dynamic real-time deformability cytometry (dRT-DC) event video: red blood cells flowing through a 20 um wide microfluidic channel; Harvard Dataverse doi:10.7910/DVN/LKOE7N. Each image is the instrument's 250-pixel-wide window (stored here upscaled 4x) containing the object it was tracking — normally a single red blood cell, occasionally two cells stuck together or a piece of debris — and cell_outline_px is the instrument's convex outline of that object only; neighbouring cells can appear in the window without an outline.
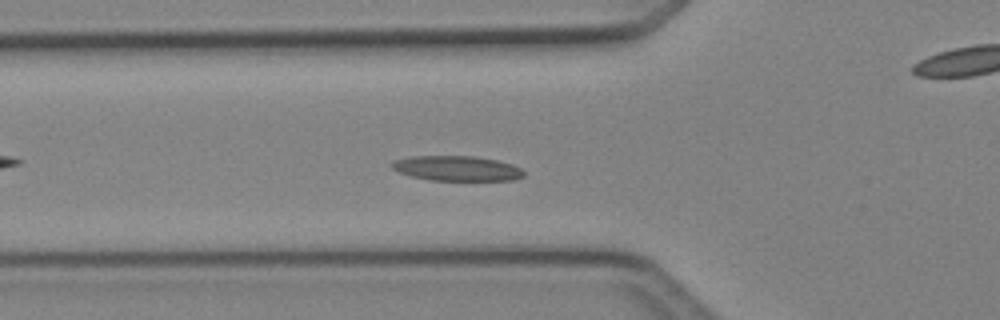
{"species": "Egyptian fruit bat (a non-hibernating species)", "species_latin": "Rousettus aegyptiacus", "temperature_condition": "cold", "stored_images_in_passage": 39, "camera_frame_rate_fps": 3000, "um_per_image_px": 0.085, "animal": {"sex": "female"}, "frame": {"image": 1, "passage_image": 6, "time_ms": 1.667, "image_size_px": [1000, 320], "cell_outline_px": [[524, 176], [512, 180], [432, 180], [412, 176], [400, 172], [392, 168], [388, 164], [396, 160], [412, 156], [472, 156], [496, 160], [512, 164], [520, 168], [524, 172]], "centroid_in_image_um": [38.83, 14.31], "position_along_channel_um": 87.0, "area_um2": 19.02}}
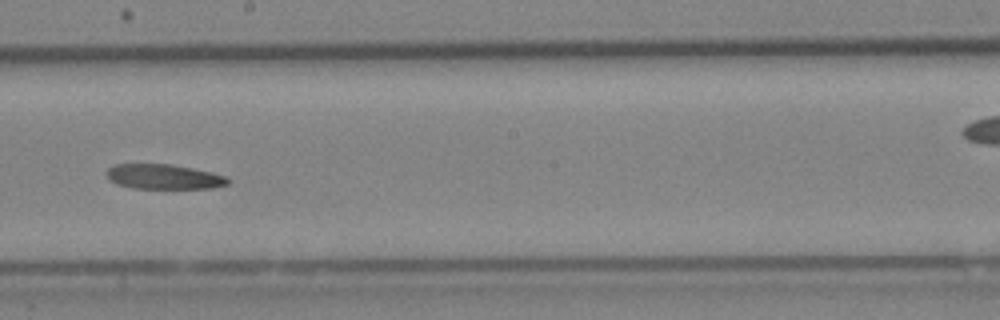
{"frame": {"image": 2, "passage_image": 17, "time_ms": 5.333, "image_size_px": [1000, 320], "cell_outline_px": [[232, 180], [228, 184], [212, 188], [132, 188], [116, 184], [108, 176], [108, 168], [116, 164], [172, 164], [212, 172], [224, 176]], "centroid_in_image_um": [13.97, 15.02], "position_along_channel_um": 234.2, "area_um2": 17.46}}
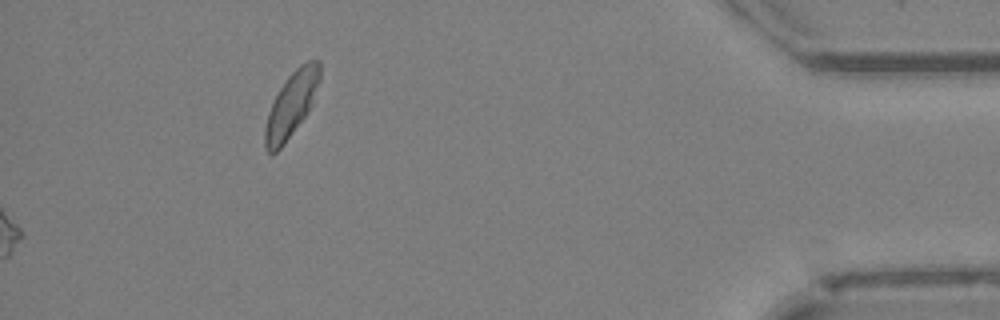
{"frame": {"image": 3, "passage_image": 39, "time_ms": 12.667, "image_size_px": [1000, 320], "cell_outline_px": [[320, 80], [312, 104], [308, 112], [284, 144], [272, 156], [264, 148], [264, 128], [268, 112], [280, 88], [288, 76], [300, 64], [308, 60], [320, 60]], "centroid_in_image_um": [24.76, 8.9], "position_along_channel_um": 410.4, "area_um2": 20.69}}